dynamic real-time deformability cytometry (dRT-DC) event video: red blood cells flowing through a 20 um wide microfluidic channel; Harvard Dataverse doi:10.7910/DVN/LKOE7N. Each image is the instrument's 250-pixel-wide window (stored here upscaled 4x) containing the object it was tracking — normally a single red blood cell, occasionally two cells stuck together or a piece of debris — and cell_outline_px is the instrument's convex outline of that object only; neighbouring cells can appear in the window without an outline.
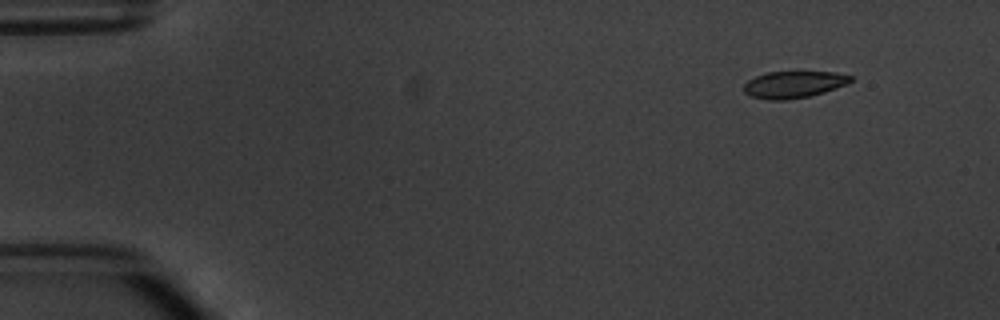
{"species": "common noctule bat (a hibernating species)", "species_latin": "Nyctalus noctula", "temperature_condition": "warm", "stored_images_in_passage": 4, "camera_frame_rate_fps": 3000, "um_per_image_px": 0.085, "animal": {"sex": "male", "body_mass_g": 20.1, "forearm_length_mm": 53.5}, "frame": {"image": 1, "passage_image": 1, "time_ms": 0.0, "image_size_px": [1000, 320], "cell_outline_px": [[852, 80], [848, 84], [824, 92], [808, 96], [788, 100], [768, 100], [752, 96], [744, 92], [744, 84], [748, 80], [756, 76], [768, 72], [836, 72], [852, 76]], "centroid_in_image_um": [67.47, 7.18], "position_along_channel_um": 17.5, "area_um2": 16.65}}
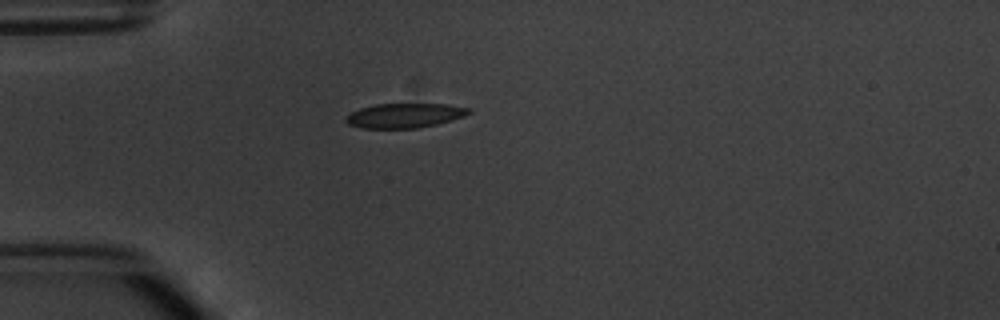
{"frame": {"image": 2, "passage_image": 4, "time_ms": 3.333, "image_size_px": [1000, 320], "cell_outline_px": [[472, 112], [464, 116], [452, 120], [436, 124], [416, 128], [360, 128], [348, 124], [344, 120], [352, 112], [360, 108], [376, 104], [448, 104], [472, 108]], "centroid_in_image_um": [34.42, 9.81], "position_along_channel_um": 50.6, "area_um2": 17.57}}